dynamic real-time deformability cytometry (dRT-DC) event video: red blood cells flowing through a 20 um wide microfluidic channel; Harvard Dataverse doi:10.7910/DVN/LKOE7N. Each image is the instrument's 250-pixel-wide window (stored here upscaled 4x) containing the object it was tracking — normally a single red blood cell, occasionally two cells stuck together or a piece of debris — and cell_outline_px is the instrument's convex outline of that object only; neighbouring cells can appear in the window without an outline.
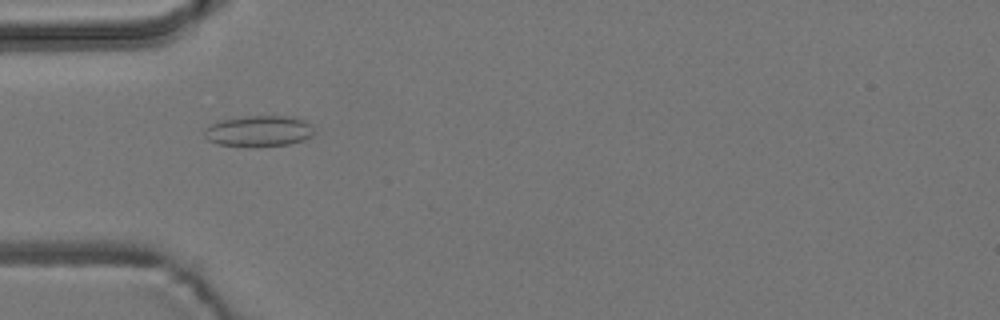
{"species": "common noctule bat (a hibernating species)", "species_latin": "Nyctalus noctula", "temperature_condition": "room temperature", "stored_images_in_passage": 7, "camera_frame_rate_fps": 3000, "um_per_image_px": 0.085, "animal": {"sex": "male", "body_mass_g": 19.2, "forearm_length_mm": 51.8}, "frame": {"image": 1, "passage_image": 5, "time_ms": 4.333, "image_size_px": [1000, 320], "cell_outline_px": [[312, 132], [304, 140], [288, 144], [256, 148], [248, 148], [216, 144], [208, 140], [204, 136], [204, 128], [216, 120], [244, 116], [292, 116], [304, 120], [312, 128]], "centroid_in_image_um": [21.89, 11.16], "position_along_channel_um": 63.1, "area_um2": 20.29}}
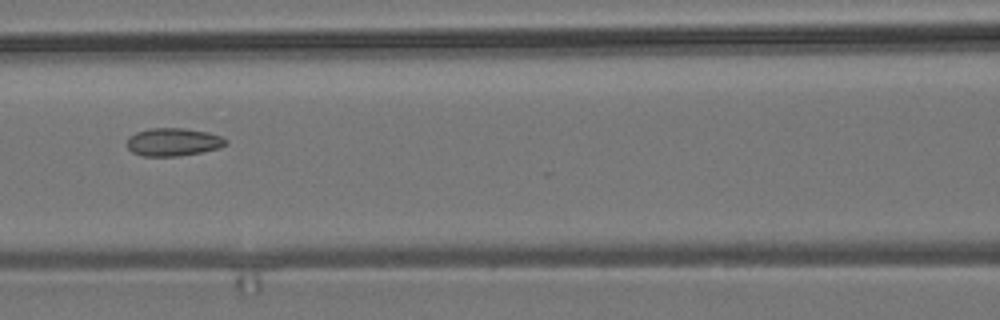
{"frame": {"image": 2, "passage_image": 7, "time_ms": 6.667, "image_size_px": [1000, 320], "cell_outline_px": [[228, 144], [220, 148], [180, 156], [144, 156], [132, 152], [128, 148], [128, 136], [136, 132], [148, 128], [184, 128], [208, 132], [220, 136], [228, 140]], "centroid_in_image_um": [14.74, 12.06], "position_along_channel_um": 151.9, "area_um2": 16.18}}